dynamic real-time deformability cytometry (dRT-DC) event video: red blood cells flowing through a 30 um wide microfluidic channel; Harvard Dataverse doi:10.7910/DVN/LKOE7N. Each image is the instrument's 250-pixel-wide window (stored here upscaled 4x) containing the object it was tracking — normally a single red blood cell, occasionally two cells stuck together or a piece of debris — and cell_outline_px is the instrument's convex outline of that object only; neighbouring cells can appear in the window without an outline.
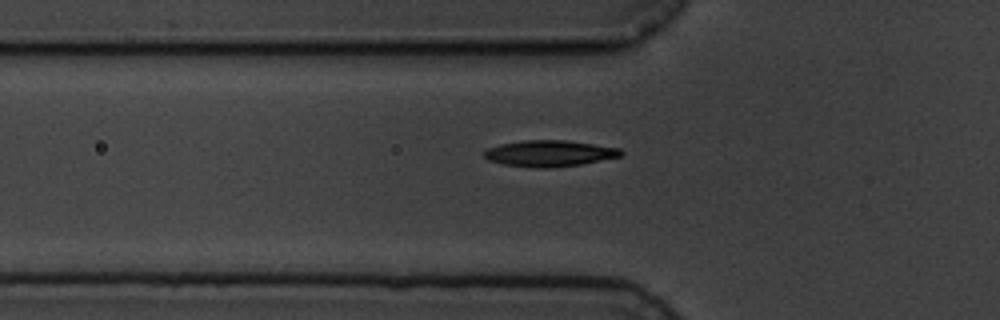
{"species": "common noctule bat (a hibernating species)", "species_latin": "Nyctalus noctula", "temperature_condition": "cold", "stored_images_in_passage": 4, "camera_frame_rate_fps": 3000, "um_per_image_px": 0.085, "animal": {"sex": "male", "body_mass_g": 19.5, "forearm_length_mm": 54.6}, "frame": {"image": 1, "passage_image": 4, "time_ms": 3.333, "image_size_px": [1000, 320], "cell_outline_px": [[624, 152], [620, 156], [580, 164], [548, 168], [536, 168], [504, 164], [488, 160], [484, 156], [484, 152], [488, 148], [500, 144], [524, 140], [564, 140], [620, 148]], "centroid_in_image_um": [46.68, 13.03], "position_along_channel_um": 79.1, "area_um2": 20.63}}